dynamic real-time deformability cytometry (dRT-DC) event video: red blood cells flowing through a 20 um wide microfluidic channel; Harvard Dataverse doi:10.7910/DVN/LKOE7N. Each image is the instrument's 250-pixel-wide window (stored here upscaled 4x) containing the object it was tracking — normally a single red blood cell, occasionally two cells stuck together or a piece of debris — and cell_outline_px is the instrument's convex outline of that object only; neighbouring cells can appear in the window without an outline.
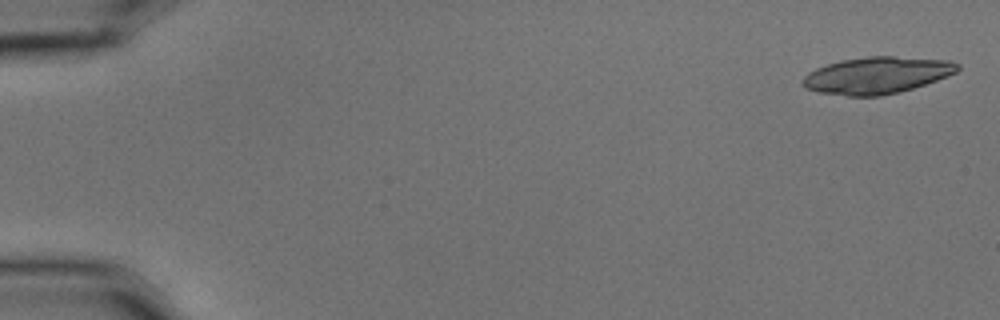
{"species": "common noctule bat (a hibernating species)", "species_latin": "Nyctalus noctula", "temperature_condition": "cold", "stored_images_in_passage": 5, "camera_frame_rate_fps": 3000, "um_per_image_px": 0.085, "animal": {"sex": "male", "body_mass_g": 15.6}, "frame": {"image": 1, "passage_image": 1, "time_ms": 0.0, "image_size_px": [1000, 320], "cell_outline_px": [[960, 68], [956, 72], [948, 76], [900, 92], [880, 96], [848, 96], [820, 92], [804, 88], [800, 84], [800, 80], [808, 72], [816, 68], [840, 60], [868, 56], [892, 56], [948, 60], [960, 64]], "centroid_in_image_um": [74.5, 6.4], "position_along_channel_um": 10.5, "area_um2": 33.29}}